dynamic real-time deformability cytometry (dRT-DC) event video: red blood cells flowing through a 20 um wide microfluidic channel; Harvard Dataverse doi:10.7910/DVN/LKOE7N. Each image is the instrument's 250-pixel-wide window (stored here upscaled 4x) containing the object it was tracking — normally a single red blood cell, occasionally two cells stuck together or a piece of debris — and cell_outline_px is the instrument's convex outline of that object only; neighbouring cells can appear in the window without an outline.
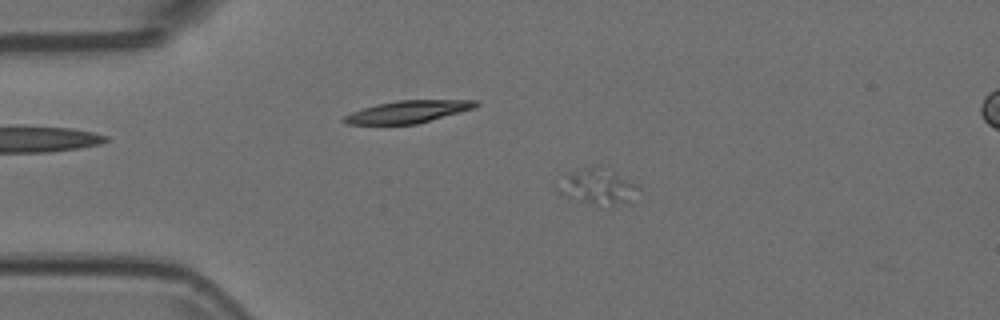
{"species": "Egyptian fruit bat (a non-hibernating species)", "species_latin": "Rousettus aegyptiacus", "temperature_condition": "room temperature", "stored_images_in_passage": 14, "camera_frame_rate_fps": 3000, "um_per_image_px": 0.085, "animal": {"sex": "female"}, "frame": {"image": 1, "passage_image": 8, "time_ms": 2.333, "image_size_px": [1000, 320], "cell_outline_px": [[640, 188], [624, 200], [612, 204], [592, 204], [568, 200], [556, 188], [572, 172], [596, 164], [600, 164], [640, 184]], "centroid_in_image_um": [50.78, 15.81], "position_along_channel_um": 34.2, "area_um2": 16.3}}